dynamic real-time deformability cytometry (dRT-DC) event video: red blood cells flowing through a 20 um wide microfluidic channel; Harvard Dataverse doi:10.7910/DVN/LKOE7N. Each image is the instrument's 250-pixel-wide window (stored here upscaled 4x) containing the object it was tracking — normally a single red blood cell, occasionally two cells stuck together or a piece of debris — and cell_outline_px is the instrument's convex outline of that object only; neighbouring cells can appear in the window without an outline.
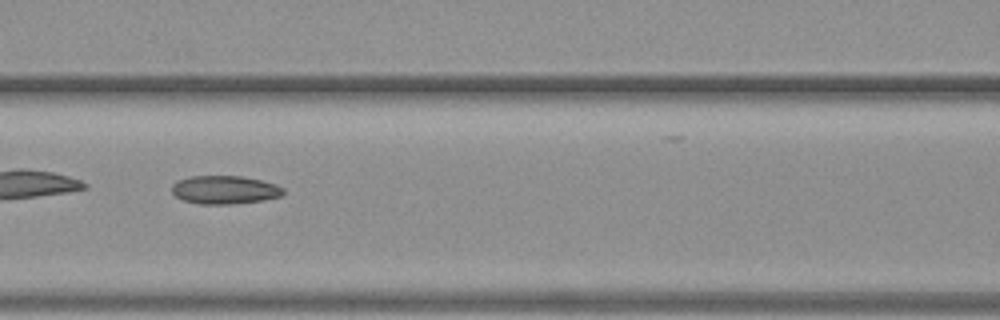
{"species": "common noctule bat (a hibernating species)", "species_latin": "Nyctalus noctula", "temperature_condition": "warm", "stored_images_in_passage": 54, "camera_frame_rate_fps": 3000, "um_per_image_px": 0.085, "animal": {"sex": "female", "body_mass_g": 19.3, "forearm_length_mm": 54.1}, "frame": {"image": 1, "passage_image": 24, "time_ms": 7.667, "image_size_px": [1000, 320], "cell_outline_px": [[284, 192], [280, 196], [264, 200], [232, 204], [200, 204], [184, 200], [176, 196], [172, 192], [172, 184], [176, 180], [188, 176], [240, 176], [260, 180], [276, 184], [284, 188]], "centroid_in_image_um": [19.08, 16.13], "position_along_channel_um": 147.5, "area_um2": 18.44}}
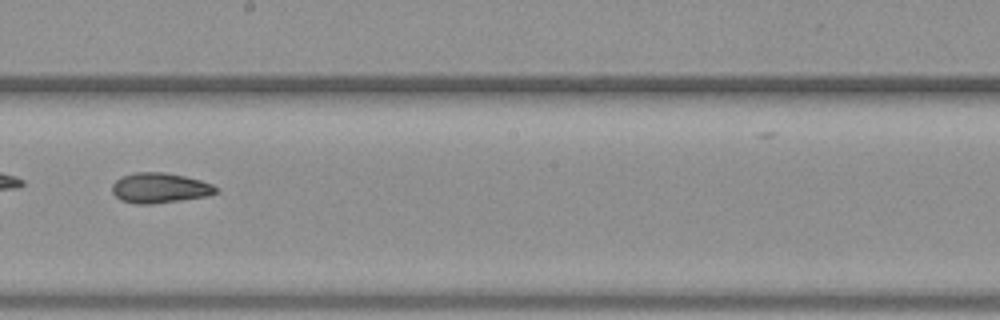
{"frame": {"image": 2, "passage_image": 31, "time_ms": 10.0, "image_size_px": [1000, 320], "cell_outline_px": [[216, 192], [208, 196], [152, 204], [136, 204], [120, 200], [112, 192], [112, 184], [120, 176], [136, 172], [164, 172], [184, 176], [200, 180], [212, 184], [216, 188]], "centroid_in_image_um": [13.53, 15.97], "position_along_channel_um": 234.7, "area_um2": 18.21}, "authors_computed_cell_mechanics": {"area_um2": 19.2185, "velocity_mm_per_s": 3.743, "shape_relaxation_time_tau1_ms": null, "shape_relaxation_time_tau2_ms": 5.8101, "deformation_change_tau1": null, "deformation_change_tau2": 0.1251}}